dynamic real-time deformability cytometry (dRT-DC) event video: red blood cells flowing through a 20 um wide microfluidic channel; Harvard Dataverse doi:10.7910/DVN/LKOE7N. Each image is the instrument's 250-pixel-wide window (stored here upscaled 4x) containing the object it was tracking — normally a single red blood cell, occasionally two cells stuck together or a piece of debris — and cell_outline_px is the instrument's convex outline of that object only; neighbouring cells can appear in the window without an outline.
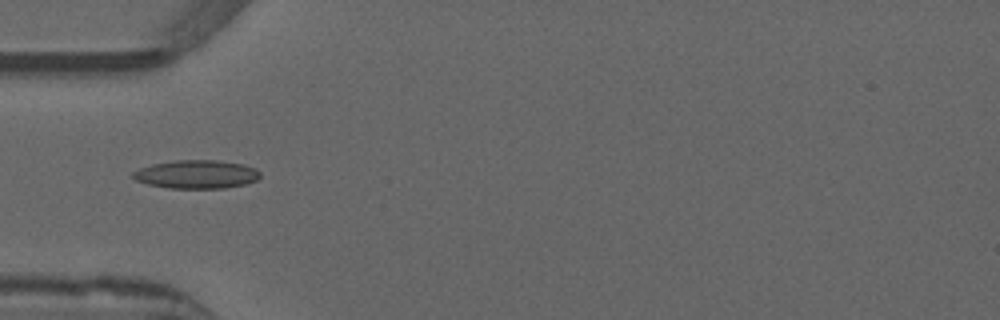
{"species": "common noctule bat (a hibernating species)", "species_latin": "Nyctalus noctula", "temperature_condition": "warm", "stored_images_in_passage": 37, "camera_frame_rate_fps": 3000, "um_per_image_px": 0.085, "animal": {"sex": "male", "forearm_length_mm": 52.5}, "frame": {"image": 1, "passage_image": 1, "time_ms": 0.0, "image_size_px": [1000, 320], "cell_outline_px": [[260, 176], [256, 180], [244, 184], [224, 188], [168, 188], [148, 184], [136, 180], [132, 176], [132, 172], [140, 168], [152, 164], [176, 160], [216, 160], [244, 164], [256, 168], [260, 172]], "centroid_in_image_um": [16.71, 14.81], "position_along_channel_um": 68.3, "area_um2": 21.04}}
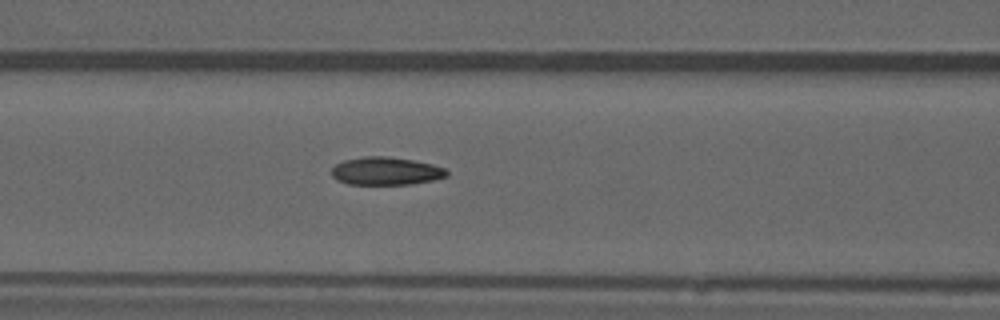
{"frame": {"image": 2, "passage_image": 6, "time_ms": 1.667, "image_size_px": [1000, 320], "cell_outline_px": [[448, 176], [432, 180], [408, 184], [348, 184], [336, 180], [332, 176], [332, 168], [336, 164], [344, 160], [364, 156], [388, 156], [412, 160], [432, 164], [444, 168], [448, 172]], "centroid_in_image_um": [32.78, 14.53], "position_along_channel_um": 133.8, "area_um2": 18.67}, "authors_computed_cell_mechanics": {"area_um2": 18.496, "velocity_mm_per_s": 3.8911, "shape_relaxation_time_tau1_ms": null, "shape_relaxation_time_tau2_ms": 2.095, "deformation_change_tau1": null, "deformation_change_tau2": 0.0897}}